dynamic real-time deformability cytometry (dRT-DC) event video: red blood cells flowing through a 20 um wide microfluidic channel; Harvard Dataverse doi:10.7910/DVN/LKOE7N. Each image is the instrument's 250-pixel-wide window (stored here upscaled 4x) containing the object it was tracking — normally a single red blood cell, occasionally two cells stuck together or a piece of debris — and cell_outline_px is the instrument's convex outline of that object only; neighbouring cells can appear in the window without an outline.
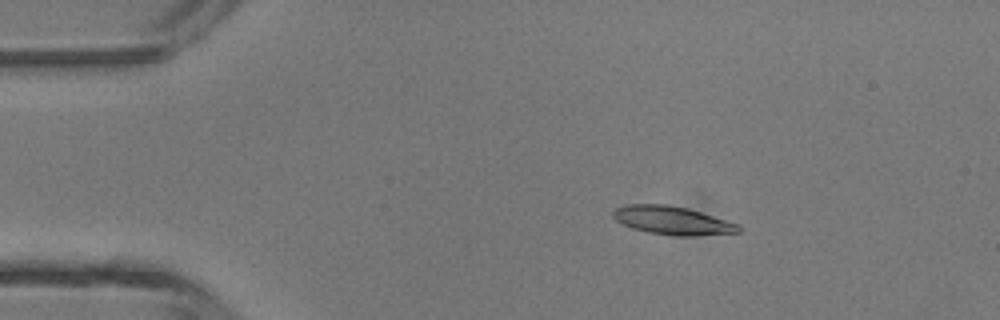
{"species": "common noctule bat (a hibernating species)", "species_latin": "Nyctalus noctula", "temperature_condition": "room temperature", "stored_images_in_passage": 4, "camera_frame_rate_fps": 3000, "um_per_image_px": 0.085, "animal": {"sex": "male", "body_mass_g": 13.3}, "frame": {"image": 1, "passage_image": 2, "time_ms": 0.333, "image_size_px": [1000, 320], "cell_outline_px": [[740, 232], [692, 236], [676, 236], [648, 232], [632, 228], [616, 220], [612, 216], [612, 212], [616, 208], [628, 204], [668, 204], [688, 208], [740, 224]], "centroid_in_image_um": [57.16, 18.73], "position_along_channel_um": 27.8, "area_um2": 20.75}}
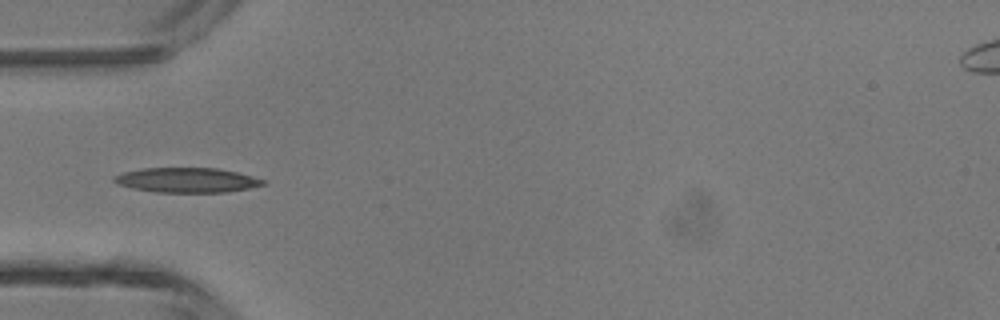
{"frame": {"image": 2, "passage_image": 4, "time_ms": 1.0, "image_size_px": [1000, 320], "cell_outline_px": [[268, 184], [228, 192], [156, 192], [132, 188], [116, 184], [112, 180], [116, 176], [124, 172], [140, 168], [216, 168], [236, 172], [252, 176], [264, 180]], "centroid_in_image_um": [15.88, 15.31], "position_along_channel_um": 69.1, "area_um2": 21.44}}